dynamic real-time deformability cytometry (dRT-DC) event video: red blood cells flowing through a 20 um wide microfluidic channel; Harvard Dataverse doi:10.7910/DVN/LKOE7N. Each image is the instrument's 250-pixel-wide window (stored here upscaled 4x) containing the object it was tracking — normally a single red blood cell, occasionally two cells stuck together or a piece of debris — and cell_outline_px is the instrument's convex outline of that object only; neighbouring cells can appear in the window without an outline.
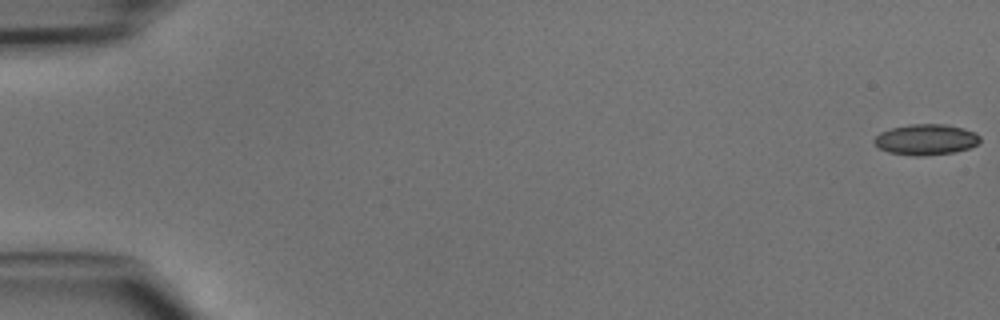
{"species": "common noctule bat (a hibernating species)", "species_latin": "Nyctalus noctula", "temperature_condition": "cold", "stored_images_in_passage": 48, "camera_frame_rate_fps": 3000, "um_per_image_px": 0.085, "animal": {"sex": "male", "body_mass_g": 15.6}, "frame": {"image": 1, "passage_image": 1, "time_ms": 0.0, "image_size_px": [1000, 320], "cell_outline_px": [[980, 140], [976, 144], [968, 148], [956, 152], [924, 156], [912, 156], [888, 152], [880, 148], [872, 140], [880, 132], [892, 128], [908, 124], [948, 124], [964, 128], [976, 132], [980, 136]], "centroid_in_image_um": [78.72, 11.86], "position_along_channel_um": 6.3, "area_um2": 19.13}}
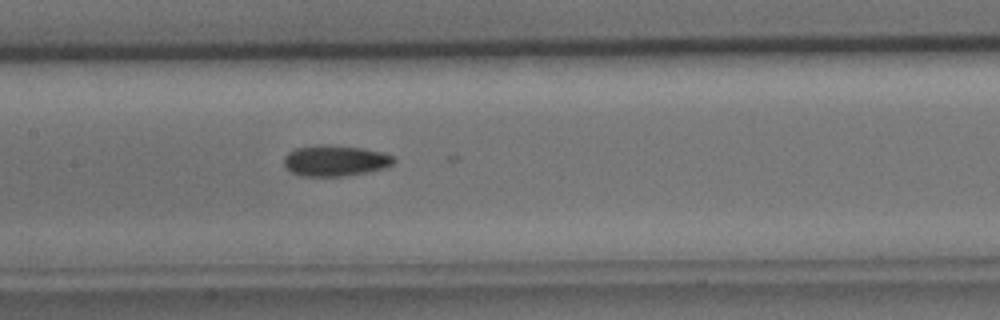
{"frame": {"image": 2, "passage_image": 24, "time_ms": 7.667, "image_size_px": [1000, 320], "cell_outline_px": [[396, 160], [392, 164], [384, 168], [368, 172], [344, 176], [300, 176], [292, 172], [284, 164], [284, 156], [288, 152], [296, 148], [316, 144], [328, 144], [364, 148], [380, 152], [392, 156]], "centroid_in_image_um": [28.47, 13.64], "position_along_channel_um": 178.9, "area_um2": 19.88}}
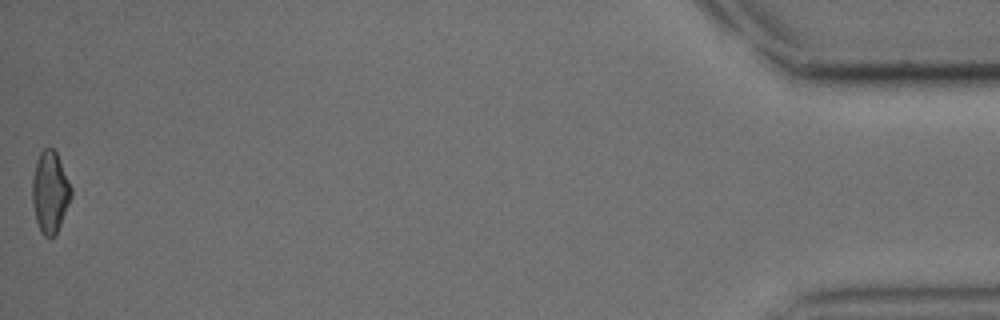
{"frame": {"image": 3, "passage_image": 48, "time_ms": 15.667, "image_size_px": [1000, 320], "cell_outline_px": [[72, 196], [56, 236], [44, 236], [36, 220], [32, 200], [32, 180], [36, 160], [40, 152], [44, 148], [52, 148], [56, 152], [72, 188]], "centroid_in_image_um": [4.26, 16.32], "position_along_channel_um": 430.9, "area_um2": 18.38}}